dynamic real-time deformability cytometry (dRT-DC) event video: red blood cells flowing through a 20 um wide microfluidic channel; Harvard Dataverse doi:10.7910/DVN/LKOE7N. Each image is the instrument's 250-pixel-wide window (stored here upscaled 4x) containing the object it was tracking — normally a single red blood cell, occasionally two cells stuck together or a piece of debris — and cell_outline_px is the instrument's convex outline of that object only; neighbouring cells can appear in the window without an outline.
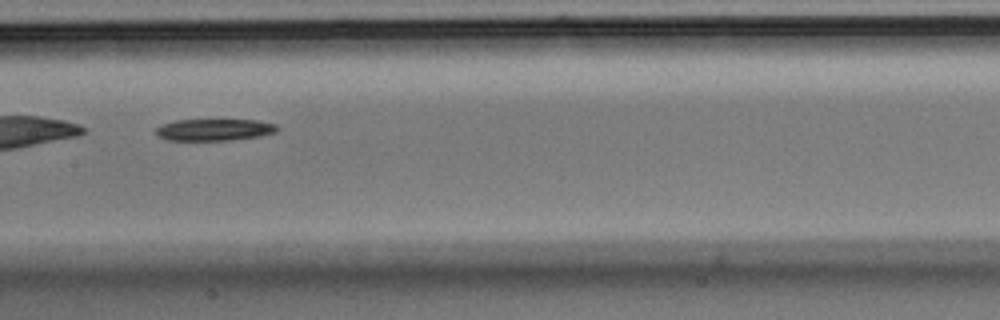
{"species": "Egyptian fruit bat (a non-hibernating species)", "species_latin": "Rousettus aegyptiacus", "temperature_condition": "room temperature", "stored_images_in_passage": 55, "segment_of_instrument_passage": [2, 2], "camera_frame_rate_fps": 3000, "um_per_image_px": 0.085, "animal": {"sex": "male"}, "frame": {"image": 1, "passage_image": 28, "time_ms": 9.0, "image_size_px": [1000, 320], "cell_outline_px": [[280, 128], [276, 132], [260, 136], [228, 140], [168, 140], [156, 136], [156, 128], [160, 124], [176, 120], [256, 120], [276, 124]], "centroid_in_image_um": [18.2, 11.02], "position_along_channel_um": 189.2, "area_um2": 15.43}}
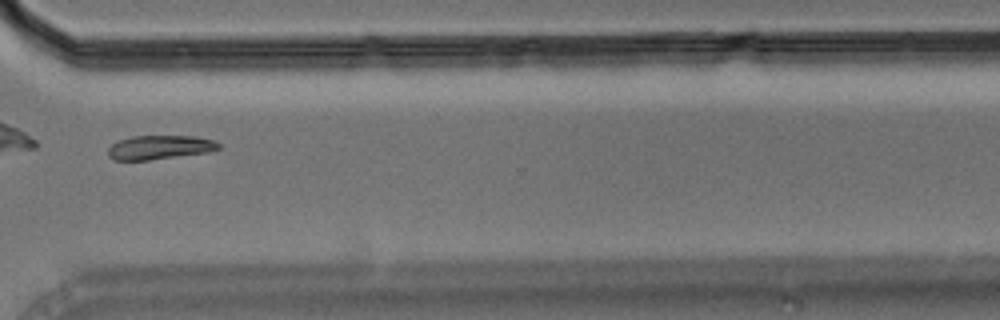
{"frame": {"image": 2, "passage_image": 42, "time_ms": 13.667, "image_size_px": [1000, 320], "cell_outline_px": [[220, 148], [208, 152], [148, 160], [112, 160], [108, 156], [108, 148], [112, 144], [120, 140], [132, 136], [196, 136], [212, 140], [220, 144]], "centroid_in_image_um": [13.55, 12.52], "position_along_channel_um": 357.1, "area_um2": 15.37}}